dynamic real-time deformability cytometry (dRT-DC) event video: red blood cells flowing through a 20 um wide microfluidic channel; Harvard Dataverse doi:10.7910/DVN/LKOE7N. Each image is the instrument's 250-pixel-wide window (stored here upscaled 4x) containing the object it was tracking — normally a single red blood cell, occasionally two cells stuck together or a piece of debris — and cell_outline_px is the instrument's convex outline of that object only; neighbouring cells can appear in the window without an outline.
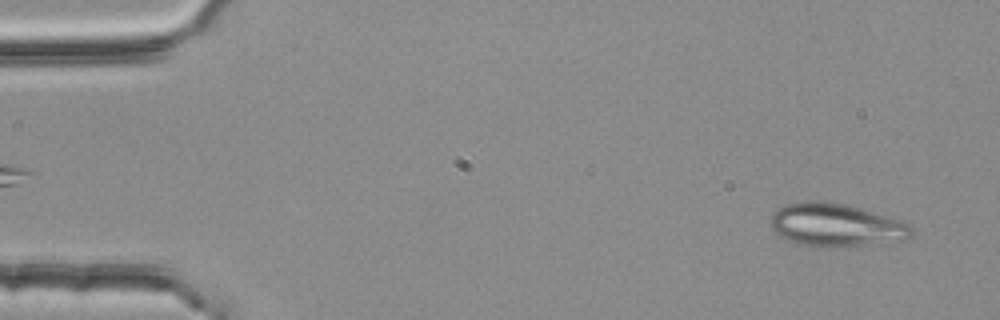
{"species": "common noctule bat (a hibernating species)", "species_latin": "Nyctalus noctula", "temperature_condition": "room temperature", "stored_images_in_passage": 54, "camera_frame_rate_fps": 3000, "um_per_image_px": 0.085, "animal": {"sex": "female", "body_mass_g": 25.1}, "frame": {"image": 1, "passage_image": 3, "time_ms": 0.667, "image_size_px": [1000, 320], "cell_outline_px": [[912, 232], [908, 240], [860, 244], [804, 244], [780, 236], [768, 224], [768, 220], [784, 204], [808, 200], [824, 200], [844, 204], [884, 216], [908, 224], [912, 228]], "centroid_in_image_um": [71.01, 19.07], "position_along_channel_um": 14.0, "area_um2": 33.81}}
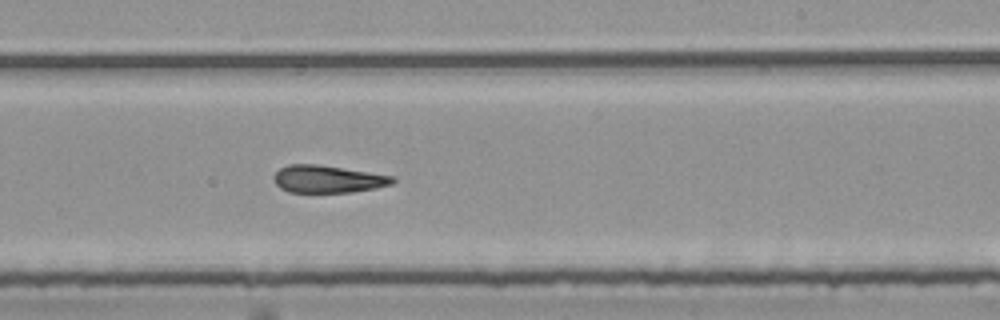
{"frame": {"image": 2, "passage_image": 32, "time_ms": 10.333, "image_size_px": [1000, 320], "cell_outline_px": [[396, 180], [392, 184], [376, 188], [352, 192], [288, 192], [280, 188], [272, 180], [272, 176], [280, 168], [288, 164], [316, 164], [392, 176]], "centroid_in_image_um": [27.8, 15.23], "position_along_channel_um": 261.2, "area_um2": 18.9}}
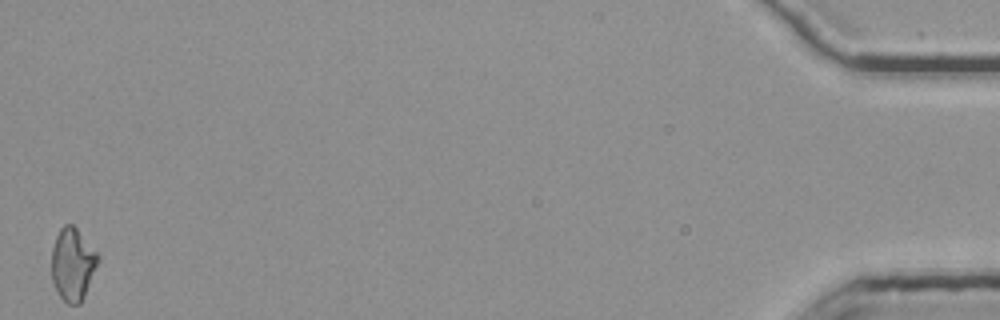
{"frame": {"image": 3, "passage_image": 53, "time_ms": 17.333, "image_size_px": [1000, 320], "cell_outline_px": [[100, 260], [84, 296], [80, 304], [68, 304], [60, 296], [52, 280], [52, 248], [56, 236], [60, 228], [64, 224], [72, 224], [76, 228], [100, 256]], "centroid_in_image_um": [6.19, 22.45], "position_along_channel_um": 429.0, "area_um2": 19.48}}